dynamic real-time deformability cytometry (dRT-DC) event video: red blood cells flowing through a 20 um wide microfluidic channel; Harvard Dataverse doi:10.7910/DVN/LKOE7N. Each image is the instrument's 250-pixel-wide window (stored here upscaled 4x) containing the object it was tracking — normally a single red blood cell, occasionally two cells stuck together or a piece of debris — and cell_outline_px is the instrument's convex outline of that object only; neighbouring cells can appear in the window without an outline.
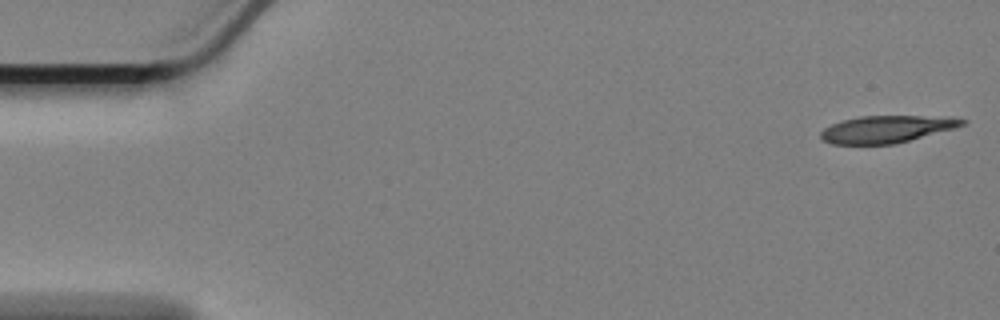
{"species": "Egyptian fruit bat (a non-hibernating species)", "species_latin": "Rousettus aegyptiacus", "temperature_condition": "cold", "stored_images_in_passage": 58, "camera_frame_rate_fps": 3000, "um_per_image_px": 0.085, "animal": {"sex": "female"}, "frame": {"image": 1, "passage_image": 1, "time_ms": 0.0, "image_size_px": [1000, 320], "cell_outline_px": [[968, 120], [964, 124], [956, 128], [896, 144], [832, 144], [824, 140], [820, 136], [820, 132], [824, 128], [832, 124], [844, 120], [860, 116], [920, 116]], "centroid_in_image_um": [75.32, 10.99], "position_along_channel_um": 9.7, "area_um2": 22.08}}
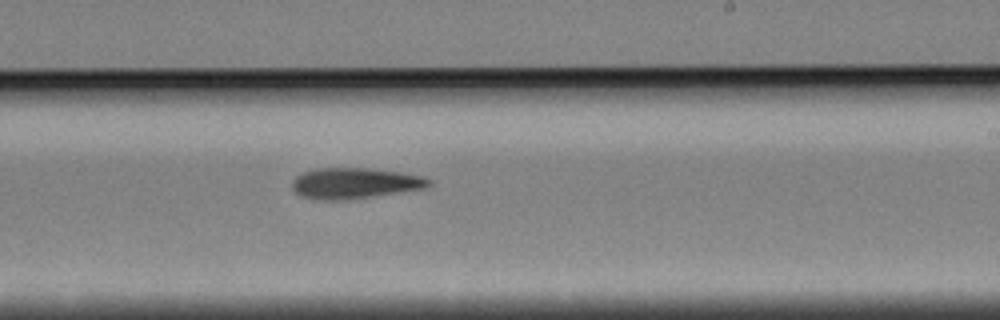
{"frame": {"image": 2, "passage_image": 34, "time_ms": 11.0, "image_size_px": [1000, 320], "cell_outline_px": [[432, 184], [424, 188], [340, 200], [320, 200], [300, 196], [292, 188], [292, 180], [296, 176], [304, 172], [316, 168], [364, 168], [400, 172], [420, 176], [432, 180]], "centroid_in_image_um": [30.09, 15.56], "position_along_channel_um": 258.9, "area_um2": 24.1}}
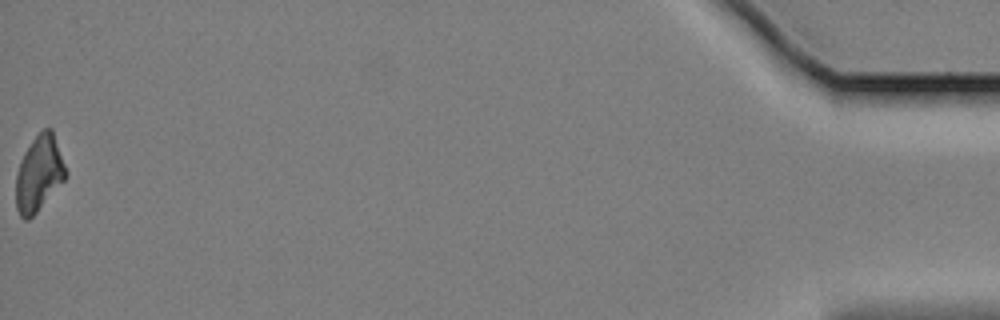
{"frame": {"image": 3, "passage_image": 58, "time_ms": 19.0, "image_size_px": [1000, 320], "cell_outline_px": [[68, 176], [36, 212], [28, 220], [24, 220], [20, 216], [16, 208], [16, 176], [20, 160], [24, 152], [32, 140], [44, 128], [52, 128], [68, 172]], "centroid_in_image_um": [3.32, 14.74], "position_along_channel_um": 431.9, "area_um2": 21.96}, "authors_computed_cell_mechanics": {"area_um2": 23.9292, "velocity_mm_per_s": 3.3816, "shape_relaxation_time_tau1_ms": 3.2115, "shape_relaxation_time_tau2_ms": null, "deformation_change_tau1": 0.1275, "deformation_change_tau2": null}}